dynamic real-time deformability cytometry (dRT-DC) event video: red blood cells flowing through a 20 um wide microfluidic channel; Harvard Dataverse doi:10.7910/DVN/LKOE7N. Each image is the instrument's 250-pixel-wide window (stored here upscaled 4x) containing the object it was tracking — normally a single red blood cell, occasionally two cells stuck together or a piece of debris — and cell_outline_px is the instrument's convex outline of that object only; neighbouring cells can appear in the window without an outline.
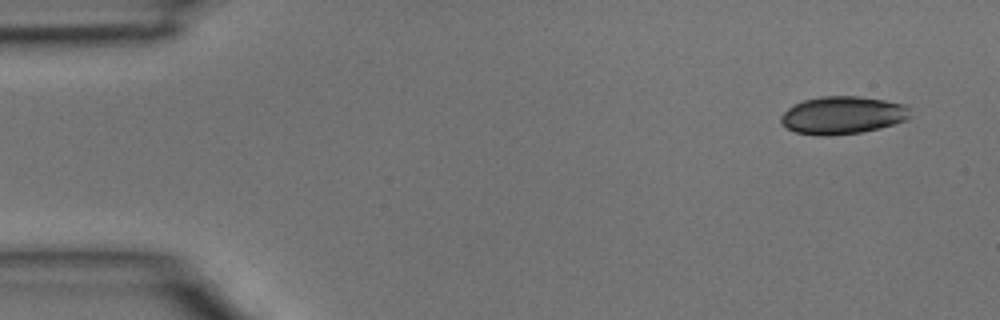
{"species": "common noctule bat (a hibernating species)", "species_latin": "Nyctalus noctula", "temperature_condition": "room temperature", "stored_images_in_passage": 4, "camera_frame_rate_fps": 3000, "um_per_image_px": 0.085, "animal": {"sex": "male", "body_mass_g": 15.6}, "frame": {"image": 1, "passage_image": 1, "time_ms": 0.0, "image_size_px": [1000, 320], "cell_outline_px": [[912, 116], [904, 120], [880, 128], [860, 132], [824, 136], [796, 132], [780, 124], [780, 116], [792, 104], [800, 100], [820, 96], [860, 96], [884, 100], [904, 104], [912, 108]], "centroid_in_image_um": [71.61, 9.77], "position_along_channel_um": 13.4, "area_um2": 28.67}}